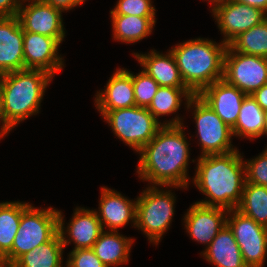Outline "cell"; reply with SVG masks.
I'll use <instances>...</instances> for the list:
<instances>
[{
    "instance_id": "cell-34",
    "label": "cell",
    "mask_w": 267,
    "mask_h": 267,
    "mask_svg": "<svg viewBox=\"0 0 267 267\" xmlns=\"http://www.w3.org/2000/svg\"><path fill=\"white\" fill-rule=\"evenodd\" d=\"M24 0H0V17L17 16Z\"/></svg>"
},
{
    "instance_id": "cell-17",
    "label": "cell",
    "mask_w": 267,
    "mask_h": 267,
    "mask_svg": "<svg viewBox=\"0 0 267 267\" xmlns=\"http://www.w3.org/2000/svg\"><path fill=\"white\" fill-rule=\"evenodd\" d=\"M101 198L98 211L95 210L102 228L108 227L111 231H117L129 223L136 226L137 198L130 200L116 190L101 187Z\"/></svg>"
},
{
    "instance_id": "cell-22",
    "label": "cell",
    "mask_w": 267,
    "mask_h": 267,
    "mask_svg": "<svg viewBox=\"0 0 267 267\" xmlns=\"http://www.w3.org/2000/svg\"><path fill=\"white\" fill-rule=\"evenodd\" d=\"M118 231L108 232L104 229L92 247L95 255L107 267L126 264L129 261L134 239L125 237Z\"/></svg>"
},
{
    "instance_id": "cell-2",
    "label": "cell",
    "mask_w": 267,
    "mask_h": 267,
    "mask_svg": "<svg viewBox=\"0 0 267 267\" xmlns=\"http://www.w3.org/2000/svg\"><path fill=\"white\" fill-rule=\"evenodd\" d=\"M197 162L192 183L208 199L196 203L227 210L237 208L246 182L245 164L239 150L200 156Z\"/></svg>"
},
{
    "instance_id": "cell-5",
    "label": "cell",
    "mask_w": 267,
    "mask_h": 267,
    "mask_svg": "<svg viewBox=\"0 0 267 267\" xmlns=\"http://www.w3.org/2000/svg\"><path fill=\"white\" fill-rule=\"evenodd\" d=\"M98 111L114 135L137 153L155 137L163 125H183L178 116L167 122H158L147 108L139 106Z\"/></svg>"
},
{
    "instance_id": "cell-26",
    "label": "cell",
    "mask_w": 267,
    "mask_h": 267,
    "mask_svg": "<svg viewBox=\"0 0 267 267\" xmlns=\"http://www.w3.org/2000/svg\"><path fill=\"white\" fill-rule=\"evenodd\" d=\"M236 209L267 228V187L245 182Z\"/></svg>"
},
{
    "instance_id": "cell-38",
    "label": "cell",
    "mask_w": 267,
    "mask_h": 267,
    "mask_svg": "<svg viewBox=\"0 0 267 267\" xmlns=\"http://www.w3.org/2000/svg\"><path fill=\"white\" fill-rule=\"evenodd\" d=\"M0 139L5 136V114H4V106H3V93L1 89V81H0Z\"/></svg>"
},
{
    "instance_id": "cell-14",
    "label": "cell",
    "mask_w": 267,
    "mask_h": 267,
    "mask_svg": "<svg viewBox=\"0 0 267 267\" xmlns=\"http://www.w3.org/2000/svg\"><path fill=\"white\" fill-rule=\"evenodd\" d=\"M60 42L38 33L23 31V53L25 69H40L55 76L64 66L58 53Z\"/></svg>"
},
{
    "instance_id": "cell-16",
    "label": "cell",
    "mask_w": 267,
    "mask_h": 267,
    "mask_svg": "<svg viewBox=\"0 0 267 267\" xmlns=\"http://www.w3.org/2000/svg\"><path fill=\"white\" fill-rule=\"evenodd\" d=\"M198 96L232 129L246 94L221 79L204 88Z\"/></svg>"
},
{
    "instance_id": "cell-20",
    "label": "cell",
    "mask_w": 267,
    "mask_h": 267,
    "mask_svg": "<svg viewBox=\"0 0 267 267\" xmlns=\"http://www.w3.org/2000/svg\"><path fill=\"white\" fill-rule=\"evenodd\" d=\"M133 54L143 68L142 70L150 75L159 86L186 87L171 50L165 55L154 49L147 54L138 52Z\"/></svg>"
},
{
    "instance_id": "cell-15",
    "label": "cell",
    "mask_w": 267,
    "mask_h": 267,
    "mask_svg": "<svg viewBox=\"0 0 267 267\" xmlns=\"http://www.w3.org/2000/svg\"><path fill=\"white\" fill-rule=\"evenodd\" d=\"M228 210L221 207L193 203L184 216V226L190 237L206 248L218 232L226 226Z\"/></svg>"
},
{
    "instance_id": "cell-27",
    "label": "cell",
    "mask_w": 267,
    "mask_h": 267,
    "mask_svg": "<svg viewBox=\"0 0 267 267\" xmlns=\"http://www.w3.org/2000/svg\"><path fill=\"white\" fill-rule=\"evenodd\" d=\"M22 213L23 202L6 201L0 203V256L2 258L12 249Z\"/></svg>"
},
{
    "instance_id": "cell-29",
    "label": "cell",
    "mask_w": 267,
    "mask_h": 267,
    "mask_svg": "<svg viewBox=\"0 0 267 267\" xmlns=\"http://www.w3.org/2000/svg\"><path fill=\"white\" fill-rule=\"evenodd\" d=\"M234 51L267 58V18L228 44Z\"/></svg>"
},
{
    "instance_id": "cell-36",
    "label": "cell",
    "mask_w": 267,
    "mask_h": 267,
    "mask_svg": "<svg viewBox=\"0 0 267 267\" xmlns=\"http://www.w3.org/2000/svg\"><path fill=\"white\" fill-rule=\"evenodd\" d=\"M252 97L256 100L259 106L266 111L267 110V83L264 84L260 89L256 90Z\"/></svg>"
},
{
    "instance_id": "cell-24",
    "label": "cell",
    "mask_w": 267,
    "mask_h": 267,
    "mask_svg": "<svg viewBox=\"0 0 267 267\" xmlns=\"http://www.w3.org/2000/svg\"><path fill=\"white\" fill-rule=\"evenodd\" d=\"M113 38L122 43H135L152 33L156 23L155 17L135 15H111Z\"/></svg>"
},
{
    "instance_id": "cell-35",
    "label": "cell",
    "mask_w": 267,
    "mask_h": 267,
    "mask_svg": "<svg viewBox=\"0 0 267 267\" xmlns=\"http://www.w3.org/2000/svg\"><path fill=\"white\" fill-rule=\"evenodd\" d=\"M56 8L61 9L63 12L73 9L78 5H82L86 0H42Z\"/></svg>"
},
{
    "instance_id": "cell-9",
    "label": "cell",
    "mask_w": 267,
    "mask_h": 267,
    "mask_svg": "<svg viewBox=\"0 0 267 267\" xmlns=\"http://www.w3.org/2000/svg\"><path fill=\"white\" fill-rule=\"evenodd\" d=\"M223 79L244 94L251 95L267 83V58L236 52L228 45Z\"/></svg>"
},
{
    "instance_id": "cell-42",
    "label": "cell",
    "mask_w": 267,
    "mask_h": 267,
    "mask_svg": "<svg viewBox=\"0 0 267 267\" xmlns=\"http://www.w3.org/2000/svg\"><path fill=\"white\" fill-rule=\"evenodd\" d=\"M1 267H13L12 265L3 264Z\"/></svg>"
},
{
    "instance_id": "cell-8",
    "label": "cell",
    "mask_w": 267,
    "mask_h": 267,
    "mask_svg": "<svg viewBox=\"0 0 267 267\" xmlns=\"http://www.w3.org/2000/svg\"><path fill=\"white\" fill-rule=\"evenodd\" d=\"M186 104L187 109L192 108L197 129L201 155L225 154L236 151L231 144L232 129L204 102L198 95H193Z\"/></svg>"
},
{
    "instance_id": "cell-18",
    "label": "cell",
    "mask_w": 267,
    "mask_h": 267,
    "mask_svg": "<svg viewBox=\"0 0 267 267\" xmlns=\"http://www.w3.org/2000/svg\"><path fill=\"white\" fill-rule=\"evenodd\" d=\"M24 69L20 21L17 16L0 17V75Z\"/></svg>"
},
{
    "instance_id": "cell-3",
    "label": "cell",
    "mask_w": 267,
    "mask_h": 267,
    "mask_svg": "<svg viewBox=\"0 0 267 267\" xmlns=\"http://www.w3.org/2000/svg\"><path fill=\"white\" fill-rule=\"evenodd\" d=\"M227 44L196 38L172 47L180 76L185 86L198 95L204 88L223 79Z\"/></svg>"
},
{
    "instance_id": "cell-33",
    "label": "cell",
    "mask_w": 267,
    "mask_h": 267,
    "mask_svg": "<svg viewBox=\"0 0 267 267\" xmlns=\"http://www.w3.org/2000/svg\"><path fill=\"white\" fill-rule=\"evenodd\" d=\"M68 256L66 267H107L92 248L72 250Z\"/></svg>"
},
{
    "instance_id": "cell-6",
    "label": "cell",
    "mask_w": 267,
    "mask_h": 267,
    "mask_svg": "<svg viewBox=\"0 0 267 267\" xmlns=\"http://www.w3.org/2000/svg\"><path fill=\"white\" fill-rule=\"evenodd\" d=\"M58 233V210L48 207L39 209L23 202L19 229L11 251L3 258L4 264L12 265L20 256L50 241Z\"/></svg>"
},
{
    "instance_id": "cell-40",
    "label": "cell",
    "mask_w": 267,
    "mask_h": 267,
    "mask_svg": "<svg viewBox=\"0 0 267 267\" xmlns=\"http://www.w3.org/2000/svg\"><path fill=\"white\" fill-rule=\"evenodd\" d=\"M265 135H267V110L265 111Z\"/></svg>"
},
{
    "instance_id": "cell-28",
    "label": "cell",
    "mask_w": 267,
    "mask_h": 267,
    "mask_svg": "<svg viewBox=\"0 0 267 267\" xmlns=\"http://www.w3.org/2000/svg\"><path fill=\"white\" fill-rule=\"evenodd\" d=\"M193 95L187 87L160 86L147 109L160 122V116L176 113L182 105V98L188 102Z\"/></svg>"
},
{
    "instance_id": "cell-41",
    "label": "cell",
    "mask_w": 267,
    "mask_h": 267,
    "mask_svg": "<svg viewBox=\"0 0 267 267\" xmlns=\"http://www.w3.org/2000/svg\"><path fill=\"white\" fill-rule=\"evenodd\" d=\"M4 264L3 258L0 256V267Z\"/></svg>"
},
{
    "instance_id": "cell-10",
    "label": "cell",
    "mask_w": 267,
    "mask_h": 267,
    "mask_svg": "<svg viewBox=\"0 0 267 267\" xmlns=\"http://www.w3.org/2000/svg\"><path fill=\"white\" fill-rule=\"evenodd\" d=\"M226 225L235 237L244 263L248 267H263L267 256V228L236 208L228 210Z\"/></svg>"
},
{
    "instance_id": "cell-31",
    "label": "cell",
    "mask_w": 267,
    "mask_h": 267,
    "mask_svg": "<svg viewBox=\"0 0 267 267\" xmlns=\"http://www.w3.org/2000/svg\"><path fill=\"white\" fill-rule=\"evenodd\" d=\"M110 15H135L140 17H155V7L151 0H118Z\"/></svg>"
},
{
    "instance_id": "cell-7",
    "label": "cell",
    "mask_w": 267,
    "mask_h": 267,
    "mask_svg": "<svg viewBox=\"0 0 267 267\" xmlns=\"http://www.w3.org/2000/svg\"><path fill=\"white\" fill-rule=\"evenodd\" d=\"M158 185H150L137 197L136 226L148 241L158 244L168 231L175 211L176 197L171 190H160Z\"/></svg>"
},
{
    "instance_id": "cell-4",
    "label": "cell",
    "mask_w": 267,
    "mask_h": 267,
    "mask_svg": "<svg viewBox=\"0 0 267 267\" xmlns=\"http://www.w3.org/2000/svg\"><path fill=\"white\" fill-rule=\"evenodd\" d=\"M53 76L40 69L0 75L5 114V135L20 122L39 113L45 90Z\"/></svg>"
},
{
    "instance_id": "cell-25",
    "label": "cell",
    "mask_w": 267,
    "mask_h": 267,
    "mask_svg": "<svg viewBox=\"0 0 267 267\" xmlns=\"http://www.w3.org/2000/svg\"><path fill=\"white\" fill-rule=\"evenodd\" d=\"M63 249L61 237L57 233L50 241L33 248L20 256L13 267H63Z\"/></svg>"
},
{
    "instance_id": "cell-21",
    "label": "cell",
    "mask_w": 267,
    "mask_h": 267,
    "mask_svg": "<svg viewBox=\"0 0 267 267\" xmlns=\"http://www.w3.org/2000/svg\"><path fill=\"white\" fill-rule=\"evenodd\" d=\"M201 253L205 260L216 267H248L227 225L218 232L210 245Z\"/></svg>"
},
{
    "instance_id": "cell-13",
    "label": "cell",
    "mask_w": 267,
    "mask_h": 267,
    "mask_svg": "<svg viewBox=\"0 0 267 267\" xmlns=\"http://www.w3.org/2000/svg\"><path fill=\"white\" fill-rule=\"evenodd\" d=\"M73 213L70 223L65 227L64 216L58 210V233L64 248L71 242L75 245L73 250L92 248L103 231L96 212L78 207Z\"/></svg>"
},
{
    "instance_id": "cell-1",
    "label": "cell",
    "mask_w": 267,
    "mask_h": 267,
    "mask_svg": "<svg viewBox=\"0 0 267 267\" xmlns=\"http://www.w3.org/2000/svg\"><path fill=\"white\" fill-rule=\"evenodd\" d=\"M183 125H163L155 137L138 153L137 173L151 185L187 188L189 143ZM168 186V187H167Z\"/></svg>"
},
{
    "instance_id": "cell-12",
    "label": "cell",
    "mask_w": 267,
    "mask_h": 267,
    "mask_svg": "<svg viewBox=\"0 0 267 267\" xmlns=\"http://www.w3.org/2000/svg\"><path fill=\"white\" fill-rule=\"evenodd\" d=\"M212 15L218 28L224 35L223 42L227 45L240 33L260 24L267 15L255 7L229 0L212 9Z\"/></svg>"
},
{
    "instance_id": "cell-19",
    "label": "cell",
    "mask_w": 267,
    "mask_h": 267,
    "mask_svg": "<svg viewBox=\"0 0 267 267\" xmlns=\"http://www.w3.org/2000/svg\"><path fill=\"white\" fill-rule=\"evenodd\" d=\"M105 88L95 95L96 109L115 110L136 106L132 73L126 68L116 69Z\"/></svg>"
},
{
    "instance_id": "cell-32",
    "label": "cell",
    "mask_w": 267,
    "mask_h": 267,
    "mask_svg": "<svg viewBox=\"0 0 267 267\" xmlns=\"http://www.w3.org/2000/svg\"><path fill=\"white\" fill-rule=\"evenodd\" d=\"M246 182L267 187V148L258 157L244 161Z\"/></svg>"
},
{
    "instance_id": "cell-23",
    "label": "cell",
    "mask_w": 267,
    "mask_h": 267,
    "mask_svg": "<svg viewBox=\"0 0 267 267\" xmlns=\"http://www.w3.org/2000/svg\"><path fill=\"white\" fill-rule=\"evenodd\" d=\"M265 111L259 106L252 95H246L235 126L233 136L256 139L265 135Z\"/></svg>"
},
{
    "instance_id": "cell-39",
    "label": "cell",
    "mask_w": 267,
    "mask_h": 267,
    "mask_svg": "<svg viewBox=\"0 0 267 267\" xmlns=\"http://www.w3.org/2000/svg\"><path fill=\"white\" fill-rule=\"evenodd\" d=\"M205 1V0H204ZM209 3L211 2V5L213 4V7H211V10L214 9L216 6L226 3L229 0H208Z\"/></svg>"
},
{
    "instance_id": "cell-30",
    "label": "cell",
    "mask_w": 267,
    "mask_h": 267,
    "mask_svg": "<svg viewBox=\"0 0 267 267\" xmlns=\"http://www.w3.org/2000/svg\"><path fill=\"white\" fill-rule=\"evenodd\" d=\"M132 82L136 106L147 108L157 93L159 84L143 70L135 75L132 73Z\"/></svg>"
},
{
    "instance_id": "cell-11",
    "label": "cell",
    "mask_w": 267,
    "mask_h": 267,
    "mask_svg": "<svg viewBox=\"0 0 267 267\" xmlns=\"http://www.w3.org/2000/svg\"><path fill=\"white\" fill-rule=\"evenodd\" d=\"M27 1L31 3L22 4L17 15L23 31L55 38L62 43L66 36L63 11L42 0H24Z\"/></svg>"
},
{
    "instance_id": "cell-37",
    "label": "cell",
    "mask_w": 267,
    "mask_h": 267,
    "mask_svg": "<svg viewBox=\"0 0 267 267\" xmlns=\"http://www.w3.org/2000/svg\"><path fill=\"white\" fill-rule=\"evenodd\" d=\"M235 1L260 9L267 15V0H235Z\"/></svg>"
}]
</instances>
